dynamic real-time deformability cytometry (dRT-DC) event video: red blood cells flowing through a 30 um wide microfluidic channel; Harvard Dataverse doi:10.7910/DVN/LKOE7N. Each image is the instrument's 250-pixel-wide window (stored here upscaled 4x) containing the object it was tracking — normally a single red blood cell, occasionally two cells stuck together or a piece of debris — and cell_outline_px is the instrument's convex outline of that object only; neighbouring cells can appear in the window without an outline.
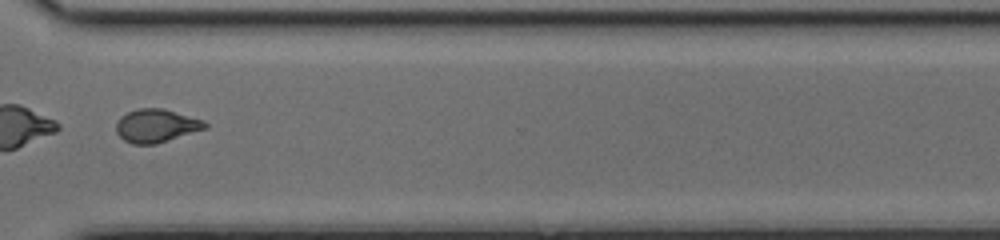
{"species": "common noctule bat (a hibernating species)", "species_latin": "Nyctalus noctula", "temperature_condition": "cold", "stored_images_in_passage": 51, "segment_of_instrument_passage": [2, 2], "camera_frame_rate_fps": 3000, "um_per_image_px": 0.085, "animal": {"sex": "female", "body_mass_g": 17.0, "forearm_length_mm": 48.0}, "frame": {"image": 1, "passage_image": 39, "time_ms": 12.667, "image_size_px": [1000, 240], "cell_outline_px": [[208, 128], [156, 144], [132, 144], [124, 140], [116, 132], [116, 124], [120, 116], [136, 108], [164, 108], [204, 120], [208, 124]], "centroid_in_image_um": [13.29, 10.68], "position_along_channel_um": 357.3, "area_um2": 17.4}}